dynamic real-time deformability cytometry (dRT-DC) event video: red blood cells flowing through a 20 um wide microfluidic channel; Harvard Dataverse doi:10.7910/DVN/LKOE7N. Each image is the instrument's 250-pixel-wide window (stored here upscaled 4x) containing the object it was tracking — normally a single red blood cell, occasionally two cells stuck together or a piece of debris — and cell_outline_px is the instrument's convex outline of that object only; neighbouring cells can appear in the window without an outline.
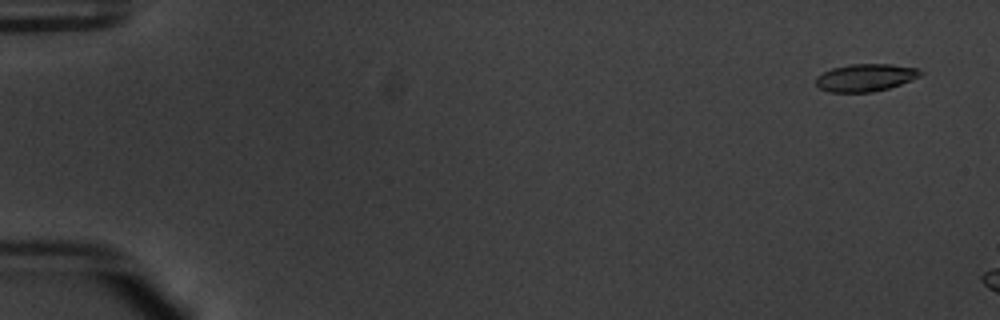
{"species": "common noctule bat (a hibernating species)", "species_latin": "Nyctalus noctula", "temperature_condition": "warm", "stored_images_in_passage": 15, "camera_frame_rate_fps": 3000, "um_per_image_px": 0.085, "animal": {"sex": "male", "body_mass_g": 20.1, "forearm_length_mm": 53.5}, "frame": {"image": 1, "passage_image": 3, "time_ms": 0.667, "image_size_px": [1000, 320], "cell_outline_px": [[924, 72], [920, 76], [900, 84], [888, 88], [872, 92], [828, 92], [820, 88], [816, 84], [816, 76], [832, 68], [852, 64], [892, 64], [916, 68]], "centroid_in_image_um": [73.55, 6.59], "position_along_channel_um": 11.4, "area_um2": 16.65}}